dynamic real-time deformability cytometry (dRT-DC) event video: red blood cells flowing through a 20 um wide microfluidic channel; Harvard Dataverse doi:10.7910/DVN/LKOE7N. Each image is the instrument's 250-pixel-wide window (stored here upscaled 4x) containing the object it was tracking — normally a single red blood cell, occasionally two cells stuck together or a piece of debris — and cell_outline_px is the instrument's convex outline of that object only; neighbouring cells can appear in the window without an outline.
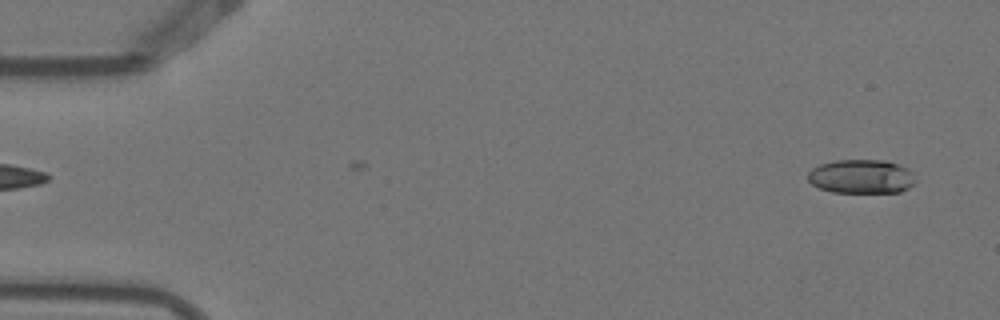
{"species": "Egyptian fruit bat (a non-hibernating species)", "species_latin": "Rousettus aegyptiacus", "temperature_condition": "warm", "stored_images_in_passage": 6, "segment_of_instrument_passage": [2, 2], "camera_frame_rate_fps": 3000, "um_per_image_px": 0.085, "animal": {"sex": "female"}, "frame": {"image": 1, "passage_image": 6, "time_ms": 1.667, "image_size_px": [1000, 320], "cell_outline_px": [[916, 180], [908, 188], [900, 192], [832, 192], [820, 188], [812, 184], [808, 180], [808, 172], [812, 168], [820, 164], [836, 160], [888, 160], [900, 164], [908, 168], [912, 172]], "centroid_in_image_um": [73.23, 14.99], "position_along_channel_um": 11.8, "area_um2": 21.44}}